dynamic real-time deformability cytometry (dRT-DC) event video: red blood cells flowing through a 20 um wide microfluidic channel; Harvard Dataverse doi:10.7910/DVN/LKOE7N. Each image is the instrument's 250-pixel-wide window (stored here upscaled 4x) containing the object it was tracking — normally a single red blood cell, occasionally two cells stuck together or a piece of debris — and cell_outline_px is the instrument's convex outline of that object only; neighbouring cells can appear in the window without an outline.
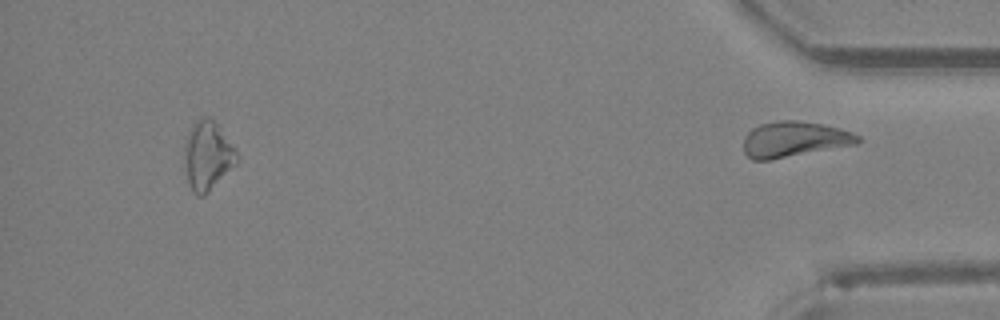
{"species": "Egyptian fruit bat (a non-hibernating species)", "species_latin": "Rousettus aegyptiacus", "temperature_condition": "room temperature", "stored_images_in_passage": 34, "segment_of_instrument_passage": [2, 2], "camera_frame_rate_fps": 3000, "um_per_image_px": 0.085, "animal": {"sex": "female"}, "frame": {"image": 1, "passage_image": 34, "time_ms": 11.0, "image_size_px": [1000, 320], "cell_outline_px": [[860, 140], [856, 144], [772, 160], [752, 160], [744, 152], [744, 136], [752, 128], [760, 124], [780, 120], [796, 120], [824, 124], [852, 132], [860, 136]], "centroid_in_image_um": [67.49, 11.84], "position_along_channel_um": 367.7, "area_um2": 23.76}}